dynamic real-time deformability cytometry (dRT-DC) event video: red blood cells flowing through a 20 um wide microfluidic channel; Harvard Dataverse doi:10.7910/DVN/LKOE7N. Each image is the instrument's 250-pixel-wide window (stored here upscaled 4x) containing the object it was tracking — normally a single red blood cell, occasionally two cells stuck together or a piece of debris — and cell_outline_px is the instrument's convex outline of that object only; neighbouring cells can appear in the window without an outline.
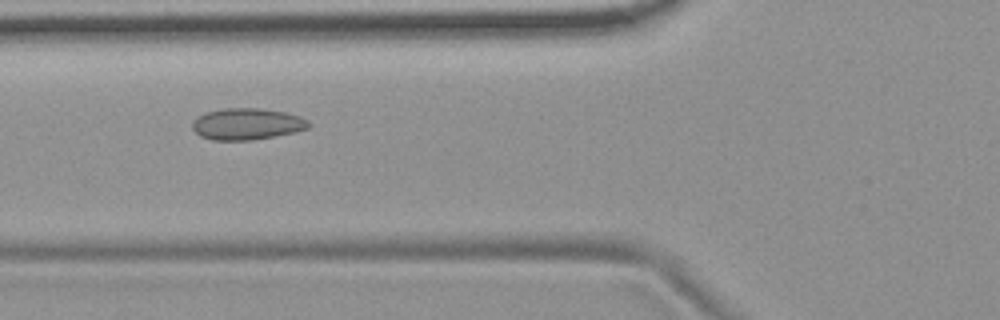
{"species": "common noctule bat (a hibernating species)", "species_latin": "Nyctalus noctula", "temperature_condition": "room temperature", "stored_images_in_passage": 54, "camera_frame_rate_fps": 3000, "um_per_image_px": 0.085, "animal": {"sex": "female", "body_mass_g": 19.9}, "frame": {"image": 1, "passage_image": 20, "time_ms": 6.333, "image_size_px": [1000, 320], "cell_outline_px": [[312, 124], [308, 128], [292, 132], [252, 140], [212, 140], [200, 136], [192, 128], [192, 120], [204, 112], [224, 108], [260, 108], [284, 112], [300, 116], [308, 120]], "centroid_in_image_um": [20.96, 10.53], "position_along_channel_um": 104.8, "area_um2": 21.39}}
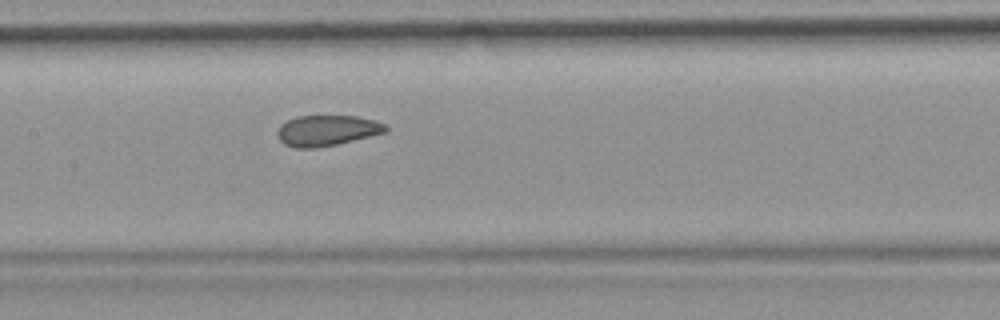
{"frame": {"image": 2, "passage_image": 26, "time_ms": 8.333, "image_size_px": [1000, 320], "cell_outline_px": [[388, 132], [336, 144], [316, 148], [296, 148], [284, 144], [276, 136], [276, 132], [280, 124], [296, 116], [356, 116], [376, 120], [384, 124], [388, 128]], "centroid_in_image_um": [27.77, 11.09], "position_along_channel_um": 179.6, "area_um2": 19.48}}
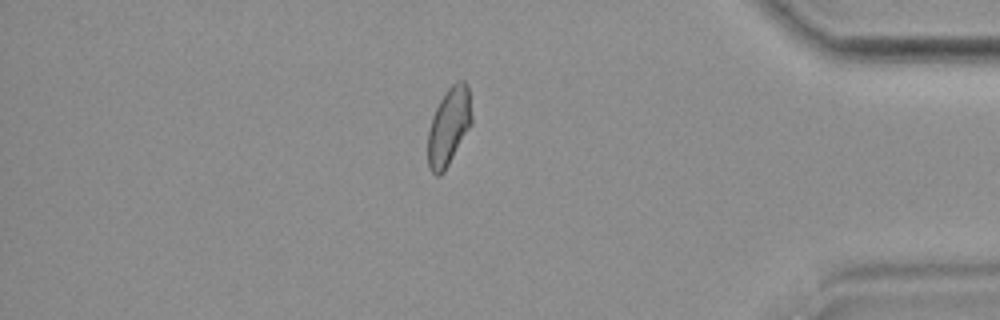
{"frame": {"image": 3, "passage_image": 46, "time_ms": 15.0, "image_size_px": [1000, 320], "cell_outline_px": [[472, 124], [444, 172], [440, 176], [436, 176], [432, 172], [428, 164], [428, 128], [432, 116], [440, 100], [448, 88], [456, 80], [464, 80], [468, 84], [472, 116]], "centroid_in_image_um": [38.16, 10.73], "position_along_channel_um": 397.0, "area_um2": 20.0}, "authors_computed_cell_mechanics": {"area_um2": 20.3745, "velocity_mm_per_s": 3.7385, "shape_relaxation_time_tau1_ms": 9.4884, "shape_relaxation_time_tau2_ms": 1.2471, "deformation_change_tau1": 0.1424, "deformation_change_tau2": 0.053}}